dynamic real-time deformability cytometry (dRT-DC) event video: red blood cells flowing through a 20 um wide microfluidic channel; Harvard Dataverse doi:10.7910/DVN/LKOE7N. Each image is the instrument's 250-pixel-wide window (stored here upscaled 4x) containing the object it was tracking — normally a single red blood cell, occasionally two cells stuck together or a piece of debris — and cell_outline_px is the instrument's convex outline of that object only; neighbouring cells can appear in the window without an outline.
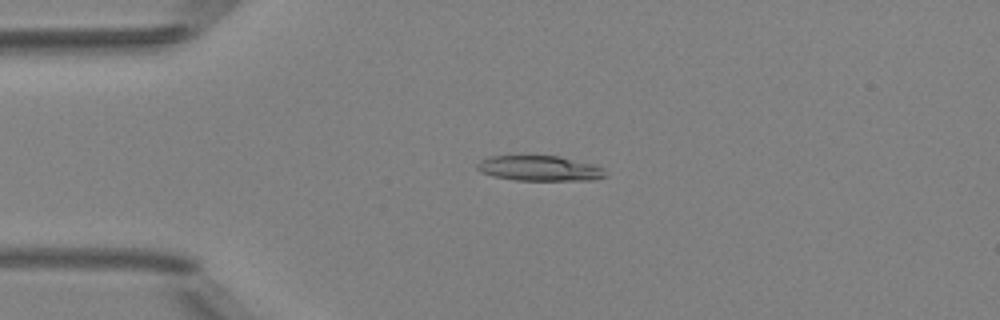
{"species": "Egyptian fruit bat (a non-hibernating species)", "species_latin": "Rousettus aegyptiacus", "temperature_condition": "room temperature", "stored_images_in_passage": 3, "camera_frame_rate_fps": 3000, "um_per_image_px": 0.085, "animal": {"sex": "female"}, "frame": {"image": 1, "passage_image": 1, "time_ms": 0.0, "image_size_px": [1000, 320], "cell_outline_px": [[608, 176], [592, 180], [516, 180], [492, 176], [480, 172], [476, 168], [476, 164], [480, 160], [488, 156], [556, 156], [596, 164], [604, 168]], "centroid_in_image_um": [45.87, 14.31], "position_along_channel_um": 39.1, "area_um2": 19.02}}
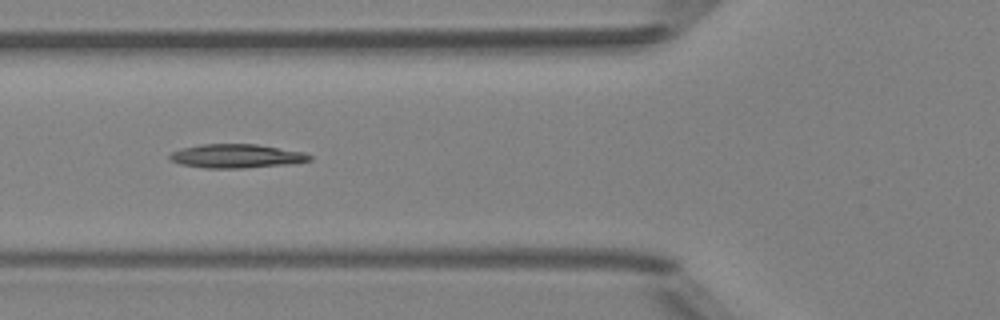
{"frame": {"image": 2, "passage_image": 3, "time_ms": 2.333, "image_size_px": [1000, 320], "cell_outline_px": [[312, 160], [292, 164], [244, 168], [204, 168], [180, 164], [172, 160], [168, 156], [172, 152], [180, 148], [200, 144], [256, 144], [304, 152], [312, 156]], "centroid_in_image_um": [20.11, 13.27], "position_along_channel_um": 105.7, "area_um2": 19.54}}